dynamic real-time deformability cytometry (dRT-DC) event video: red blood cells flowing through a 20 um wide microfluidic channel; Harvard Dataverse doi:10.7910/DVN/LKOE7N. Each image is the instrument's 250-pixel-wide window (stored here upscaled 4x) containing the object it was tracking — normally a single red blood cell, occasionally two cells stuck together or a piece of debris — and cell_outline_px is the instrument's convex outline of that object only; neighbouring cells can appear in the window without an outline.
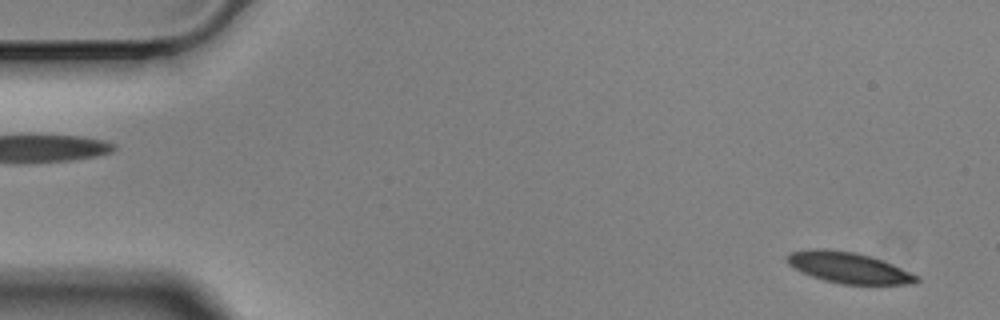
{"species": "Egyptian fruit bat (a non-hibernating species)", "species_latin": "Rousettus aegyptiacus", "temperature_condition": "cold", "stored_images_in_passage": 57, "segment_of_instrument_passage": [1, 2], "camera_frame_rate_fps": 3000, "um_per_image_px": 0.085, "animal": {"sex": "male"}, "frame": {"image": 1, "passage_image": 2, "time_ms": 0.333, "image_size_px": [1000, 320], "cell_outline_px": [[920, 280], [916, 284], [840, 284], [824, 280], [800, 272], [792, 268], [784, 260], [784, 256], [792, 252], [852, 252], [868, 256], [892, 264], [920, 276]], "centroid_in_image_um": [72.19, 22.82], "position_along_channel_um": 12.8, "area_um2": 22.43}}
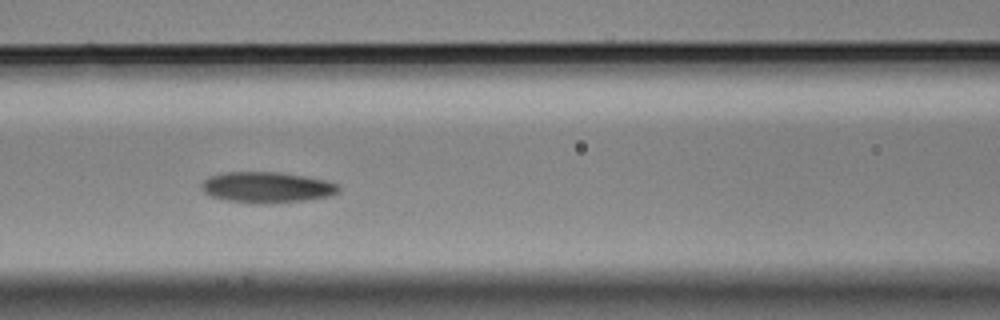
{"frame": {"image": 2, "passage_image": 23, "time_ms": 7.333, "image_size_px": [1000, 320], "cell_outline_px": [[340, 188], [336, 192], [328, 196], [304, 200], [268, 204], [256, 204], [224, 200], [212, 196], [204, 192], [200, 188], [200, 184], [208, 176], [224, 172], [280, 172], [324, 180], [336, 184]], "centroid_in_image_um": [22.59, 15.93], "position_along_channel_um": 144.0, "area_um2": 24.62}}
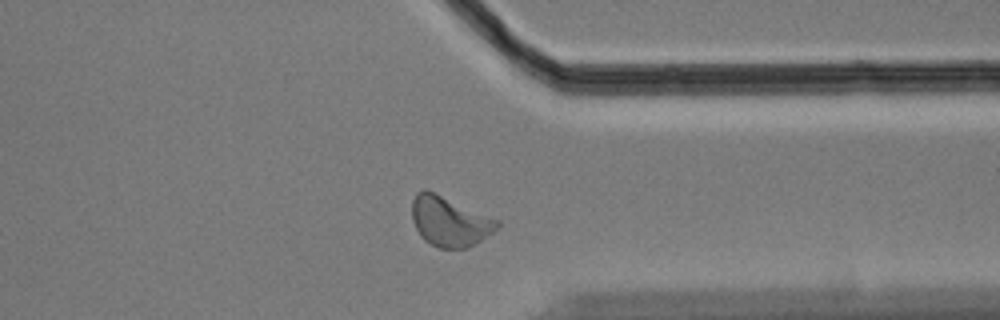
{"frame": {"image": 3, "passage_image": 43, "time_ms": 14.0, "image_size_px": [1000, 320], "cell_outline_px": [[500, 224], [492, 232], [468, 248], [440, 248], [424, 240], [420, 236], [412, 220], [412, 200], [416, 192], [424, 188], [500, 220]], "centroid_in_image_um": [38.18, 18.81], "position_along_channel_um": 373.2, "area_um2": 24.57}}